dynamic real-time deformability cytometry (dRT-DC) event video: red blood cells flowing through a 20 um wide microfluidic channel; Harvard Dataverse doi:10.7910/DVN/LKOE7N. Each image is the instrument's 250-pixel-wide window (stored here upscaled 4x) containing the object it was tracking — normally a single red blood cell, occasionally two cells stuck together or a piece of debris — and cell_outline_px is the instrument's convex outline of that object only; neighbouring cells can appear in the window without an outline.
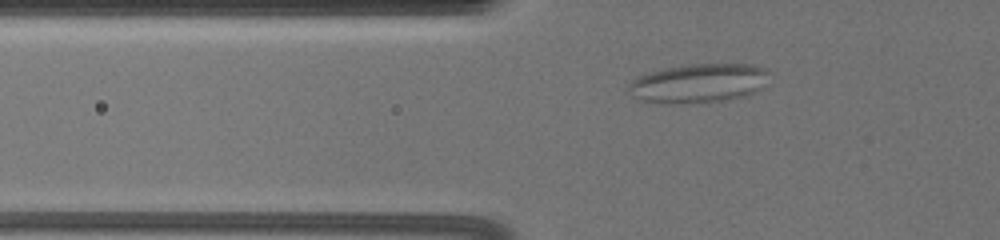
{"species": "common noctule bat (a hibernating species)", "species_latin": "Nyctalus noctula", "temperature_condition": "warm", "stored_images_in_passage": 53, "camera_frame_rate_fps": 3000, "um_per_image_px": 0.085, "animal": {"sex": "female", "body_mass_g": 19.5, "forearm_length_mm": 54.1}, "frame": {"image": 1, "passage_image": 15, "time_ms": 4.667, "image_size_px": [1000, 240], "cell_outline_px": [[768, 72], [760, 88], [744, 96], [720, 100], [644, 100], [632, 96], [628, 88], [628, 84], [632, 80], [648, 72], [688, 64], [752, 64], [764, 68]], "centroid_in_image_um": [59.39, 7.0], "position_along_channel_um": 66.4, "area_um2": 30.17}}
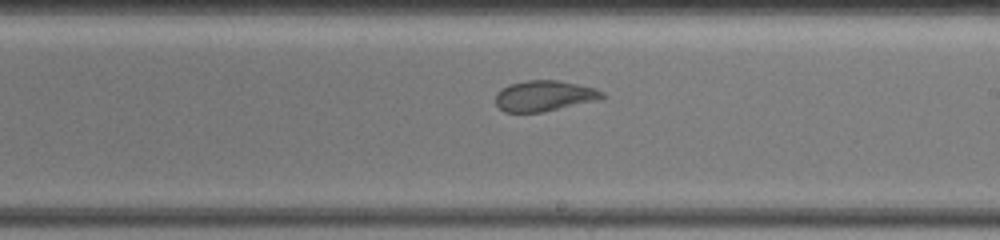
{"frame": {"image": 2, "passage_image": 31, "time_ms": 10.0, "image_size_px": [1000, 240], "cell_outline_px": [[604, 96], [596, 100], [544, 112], [504, 112], [496, 104], [496, 92], [512, 84], [528, 80], [560, 80], [592, 88], [604, 92]], "centroid_in_image_um": [46.24, 8.15], "position_along_channel_um": 242.8, "area_um2": 18.73}}
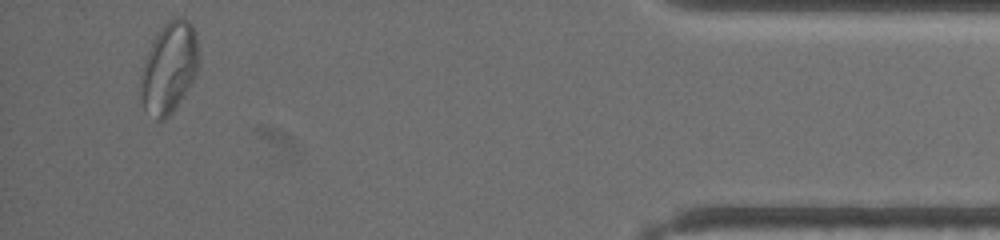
{"frame": {"image": 3, "passage_image": 51, "time_ms": 16.667, "image_size_px": [1000, 240], "cell_outline_px": [[196, 72], [172, 112], [164, 120], [156, 120], [144, 108], [140, 88], [140, 76], [148, 52], [156, 36], [164, 24], [168, 20], [176, 16], [184, 16], [192, 24], [196, 32]], "centroid_in_image_um": [14.34, 5.72], "position_along_channel_um": 420.9, "area_um2": 29.77}, "authors_computed_cell_mechanics": {"area_um2": 25.2008, "velocity_mm_per_s": 3.4789, "shape_relaxation_time_tau1_ms": null, "shape_relaxation_time_tau2_ms": 1.4344, "deformation_change_tau1": null, "deformation_change_tau2": 0.0798}}